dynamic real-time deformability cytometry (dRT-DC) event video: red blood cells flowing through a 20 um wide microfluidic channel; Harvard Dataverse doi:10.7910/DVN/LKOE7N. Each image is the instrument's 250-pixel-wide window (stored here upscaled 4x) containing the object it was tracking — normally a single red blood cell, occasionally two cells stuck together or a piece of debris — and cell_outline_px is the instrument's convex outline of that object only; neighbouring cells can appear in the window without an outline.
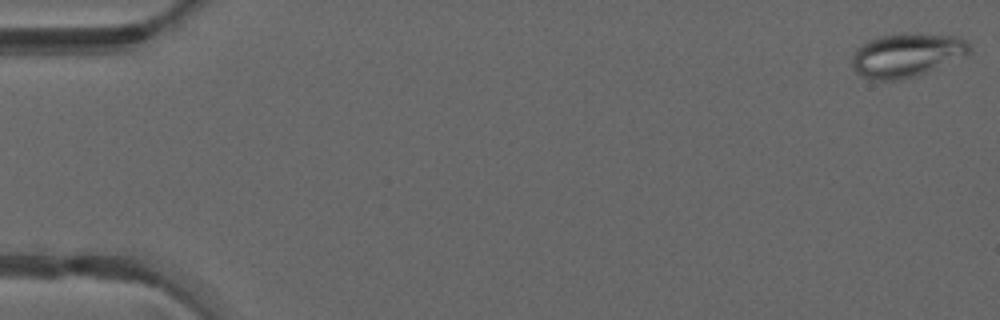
{"species": "common noctule bat (a hibernating species)", "species_latin": "Nyctalus noctula", "temperature_condition": "warm", "stored_images_in_passage": 49, "camera_frame_rate_fps": 3000, "um_per_image_px": 0.085, "animal": {"sex": "male", "forearm_length_mm": 52.5}, "frame": {"image": 1, "passage_image": 1, "time_ms": 0.0, "image_size_px": [1000, 320], "cell_outline_px": [[972, 52], [968, 56], [924, 72], [912, 76], [896, 80], [876, 80], [864, 76], [856, 72], [852, 68], [852, 56], [856, 48], [860, 44], [868, 40], [880, 36], [900, 32], [904, 32], [956, 36], [964, 40], [968, 44]], "centroid_in_image_um": [77.06, 4.65], "position_along_channel_um": 7.9, "area_um2": 30.0}}
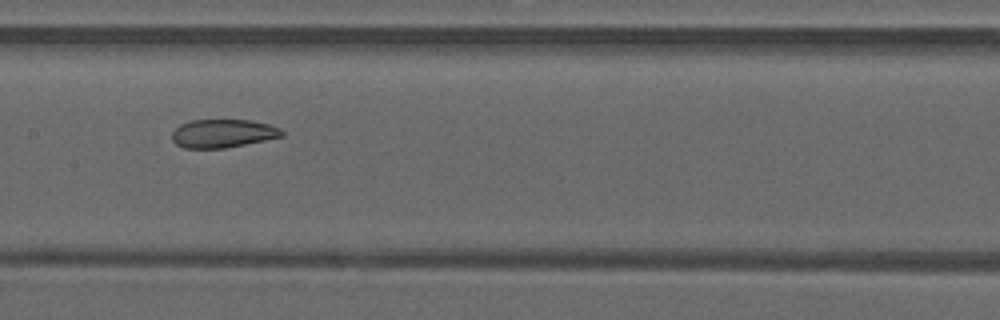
{"frame": {"image": 2, "passage_image": 25, "time_ms": 8.0, "image_size_px": [1000, 320], "cell_outline_px": [[284, 136], [224, 148], [184, 148], [176, 144], [172, 140], [172, 132], [180, 124], [192, 120], [248, 120], [268, 124], [280, 128], [284, 132]], "centroid_in_image_um": [18.93, 11.34], "position_along_channel_um": 188.5, "area_um2": 18.03}}
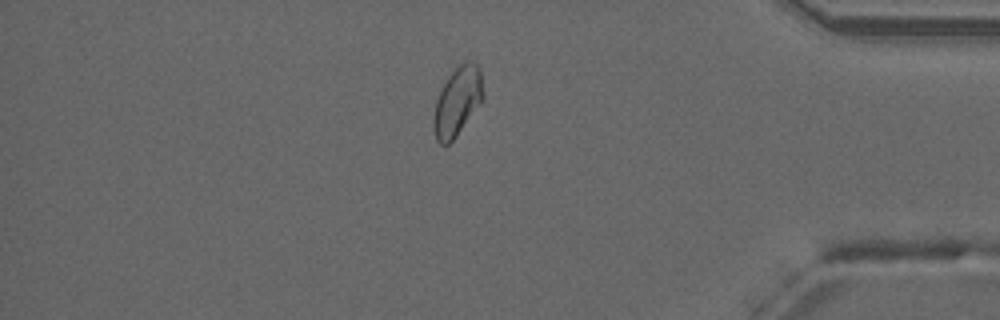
{"frame": {"image": 3, "passage_image": 42, "time_ms": 13.667, "image_size_px": [1000, 320], "cell_outline_px": [[484, 96], [456, 136], [448, 144], [440, 144], [436, 140], [432, 128], [432, 120], [436, 100], [448, 76], [464, 60], [476, 60], [480, 68], [484, 92]], "centroid_in_image_um": [38.87, 8.58], "position_along_channel_um": 396.3, "area_um2": 19.83}, "authors_computed_cell_mechanics": {"area_um2": 21.6172, "velocity_mm_per_s": 4.2018, "shape_relaxation_time_tau1_ms": null, "shape_relaxation_time_tau2_ms": 1.1194, "deformation_change_tau1": null, "deformation_change_tau2": 0.0581}}